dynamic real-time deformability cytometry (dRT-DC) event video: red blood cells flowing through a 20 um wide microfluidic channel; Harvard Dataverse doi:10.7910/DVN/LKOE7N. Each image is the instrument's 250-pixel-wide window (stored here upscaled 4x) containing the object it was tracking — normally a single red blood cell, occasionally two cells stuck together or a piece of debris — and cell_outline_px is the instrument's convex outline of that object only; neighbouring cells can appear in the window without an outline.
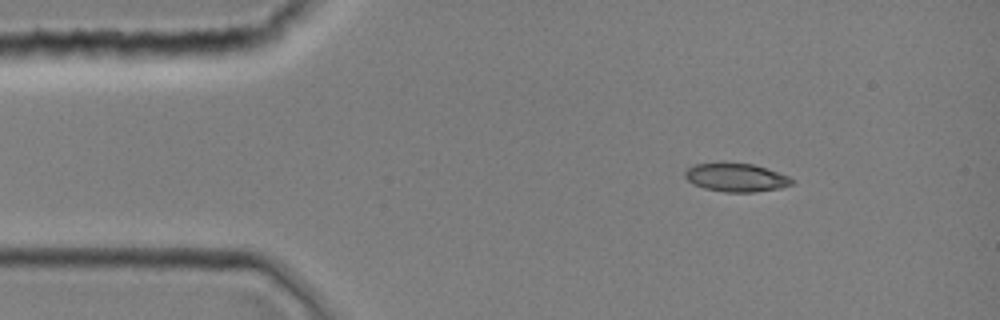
{"species": "common noctule bat (a hibernating species)", "species_latin": "Nyctalus noctula", "temperature_condition": "room temperature", "stored_images_in_passage": 1, "camera_frame_rate_fps": 3000, "um_per_image_px": 0.085, "animal": {"sex": "female", "body_mass_g": 19.0, "forearm_length_mm": 51.5}, "frame": {"image": 1, "passage_image": 1, "time_ms": 0.0, "image_size_px": [1000, 320], "cell_outline_px": [[796, 180], [792, 184], [780, 188], [756, 192], [724, 192], [704, 188], [692, 184], [684, 176], [684, 172], [692, 164], [724, 160], [752, 164], [788, 176]], "centroid_in_image_um": [62.5, 15.05], "position_along_channel_um": 22.5, "area_um2": 18.26}}